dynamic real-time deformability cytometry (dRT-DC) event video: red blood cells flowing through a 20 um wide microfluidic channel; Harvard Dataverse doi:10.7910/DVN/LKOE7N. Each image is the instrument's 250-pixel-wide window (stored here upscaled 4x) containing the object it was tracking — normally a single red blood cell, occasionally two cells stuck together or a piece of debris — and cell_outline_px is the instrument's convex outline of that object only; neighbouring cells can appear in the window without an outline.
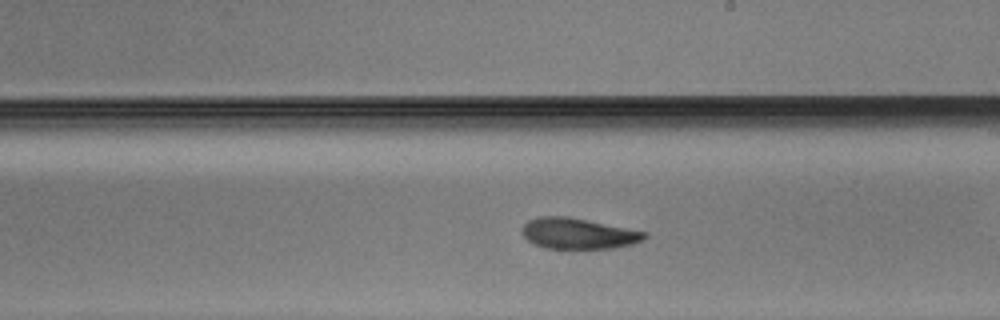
{"species": "Egyptian fruit bat (a non-hibernating species)", "species_latin": "Rousettus aegyptiacus", "temperature_condition": "warm", "stored_images_in_passage": 34, "camera_frame_rate_fps": 3000, "um_per_image_px": 0.085, "animal": {"sex": "male"}, "frame": {"image": 1, "passage_image": 20, "time_ms": 6.333, "image_size_px": [1000, 320], "cell_outline_px": [[648, 236], [644, 240], [632, 244], [612, 248], [544, 248], [532, 244], [520, 232], [520, 228], [528, 220], [540, 216], [564, 216], [648, 232]], "centroid_in_image_um": [49.11, 19.85], "position_along_channel_um": 239.9, "area_um2": 21.96}}